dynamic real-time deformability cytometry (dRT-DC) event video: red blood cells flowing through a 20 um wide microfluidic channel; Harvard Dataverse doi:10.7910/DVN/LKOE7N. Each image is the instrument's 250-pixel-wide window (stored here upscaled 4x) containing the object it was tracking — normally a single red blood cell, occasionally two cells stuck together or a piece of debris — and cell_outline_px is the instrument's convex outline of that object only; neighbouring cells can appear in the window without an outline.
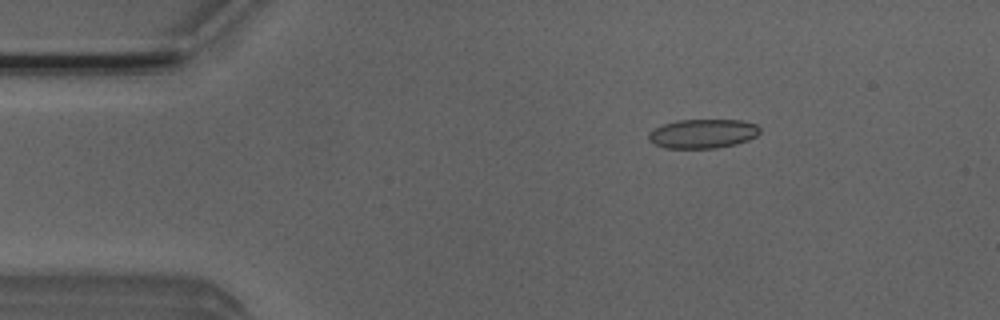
{"species": "Egyptian fruit bat (a non-hibernating species)", "species_latin": "Rousettus aegyptiacus", "temperature_condition": "room temperature", "stored_images_in_passage": 4, "camera_frame_rate_fps": 3000, "um_per_image_px": 0.085, "animal": {"sex": "male"}, "frame": {"image": 1, "passage_image": 3, "time_ms": 0.667, "image_size_px": [1000, 320], "cell_outline_px": [[760, 132], [756, 136], [748, 140], [736, 144], [716, 148], [664, 148], [648, 140], [648, 132], [664, 124], [676, 120], [740, 120], [756, 124], [760, 128]], "centroid_in_image_um": [59.74, 11.36], "position_along_channel_um": 25.3, "area_um2": 18.9}}